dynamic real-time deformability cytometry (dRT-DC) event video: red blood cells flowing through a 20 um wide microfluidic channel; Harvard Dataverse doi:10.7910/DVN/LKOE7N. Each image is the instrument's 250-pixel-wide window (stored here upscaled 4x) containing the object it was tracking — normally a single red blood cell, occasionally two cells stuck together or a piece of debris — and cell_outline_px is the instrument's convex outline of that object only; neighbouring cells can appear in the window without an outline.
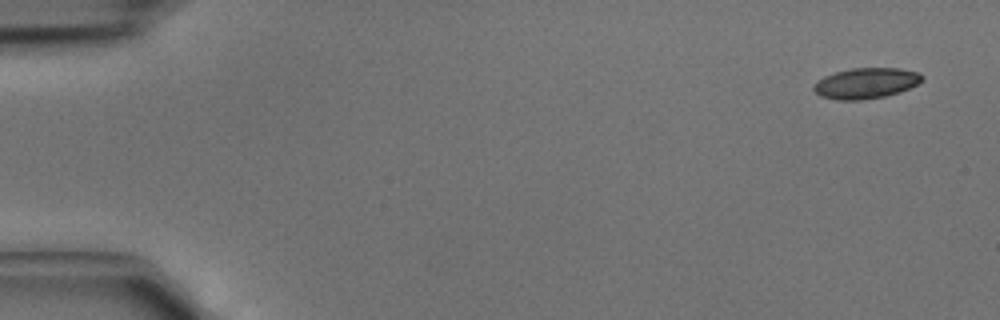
{"species": "common noctule bat (a hibernating species)", "species_latin": "Nyctalus noctula", "temperature_condition": "cold", "stored_images_in_passage": 42, "camera_frame_rate_fps": 3000, "um_per_image_px": 0.085, "animal": {"sex": "male", "body_mass_g": 15.6}, "frame": {"image": 1, "passage_image": 1, "time_ms": 0.0, "image_size_px": [1000, 320], "cell_outline_px": [[924, 80], [900, 92], [884, 96], [860, 100], [836, 100], [820, 96], [812, 88], [816, 80], [824, 76], [836, 72], [852, 68], [900, 68], [920, 72], [924, 76]], "centroid_in_image_um": [73.61, 7.07], "position_along_channel_um": 11.4, "area_um2": 19.48}}
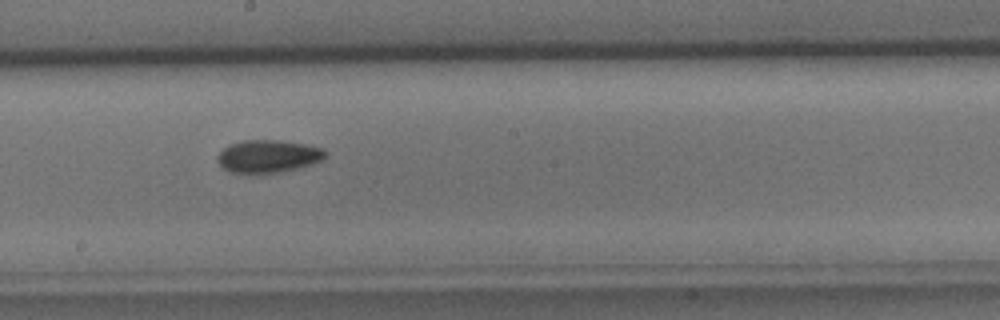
{"frame": {"image": 2, "passage_image": 23, "time_ms": 7.333, "image_size_px": [1000, 320], "cell_outline_px": [[328, 152], [320, 160], [296, 168], [280, 172], [228, 172], [216, 160], [216, 156], [228, 144], [244, 140], [280, 140], [308, 144], [320, 148]], "centroid_in_image_um": [22.75, 13.25], "position_along_channel_um": 225.5, "area_um2": 20.23}}
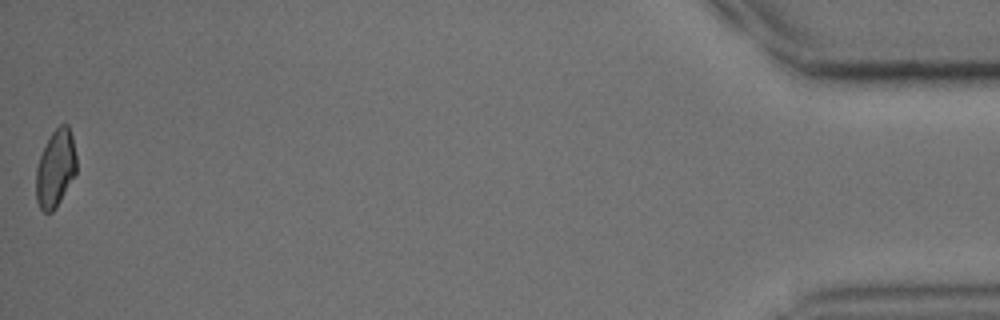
{"frame": {"image": 3, "passage_image": 42, "time_ms": 13.667, "image_size_px": [1000, 320], "cell_outline_px": [[76, 172], [56, 208], [52, 212], [44, 212], [40, 208], [36, 200], [36, 168], [40, 156], [52, 132], [60, 124], [68, 124], [72, 136], [76, 156]], "centroid_in_image_um": [4.71, 14.33], "position_along_channel_um": 430.5, "area_um2": 18.03}}